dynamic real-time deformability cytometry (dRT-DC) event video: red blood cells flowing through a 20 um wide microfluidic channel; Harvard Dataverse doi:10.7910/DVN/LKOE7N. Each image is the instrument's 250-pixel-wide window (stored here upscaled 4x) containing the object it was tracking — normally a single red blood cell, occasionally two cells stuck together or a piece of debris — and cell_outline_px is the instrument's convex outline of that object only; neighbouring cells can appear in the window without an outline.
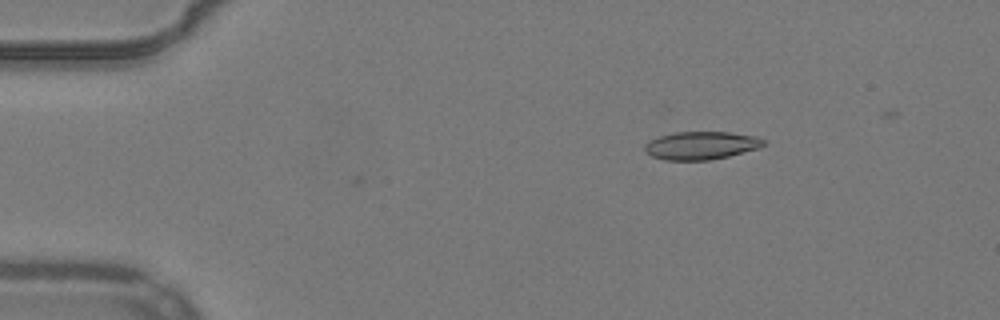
{"species": "common noctule bat (a hibernating species)", "species_latin": "Nyctalus noctula", "temperature_condition": "warm", "stored_images_in_passage": 46, "camera_frame_rate_fps": 3000, "um_per_image_px": 0.085, "animal": {"sex": "male", "body_mass_g": 19.2, "forearm_length_mm": 51.8}, "frame": {"image": 1, "passage_image": 2, "time_ms": 0.333, "image_size_px": [1000, 320], "cell_outline_px": [[764, 144], [760, 148], [728, 156], [708, 160], [664, 160], [652, 156], [644, 152], [644, 144], [648, 140], [660, 136], [676, 132], [728, 132], [756, 136], [764, 140]], "centroid_in_image_um": [59.56, 12.37], "position_along_channel_um": 25.4, "area_um2": 19.42}}
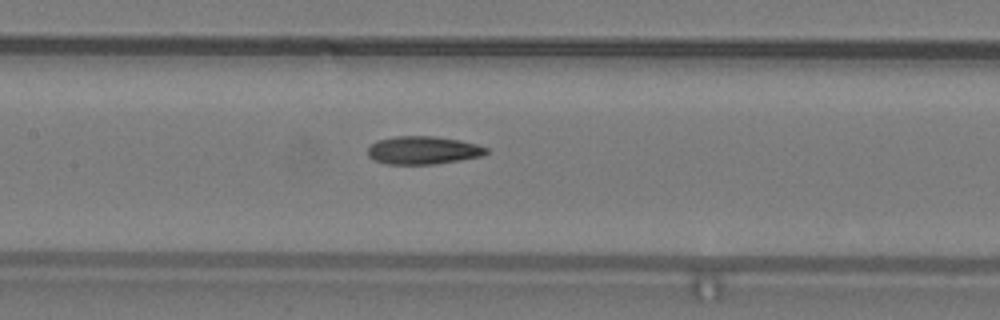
{"frame": {"image": 2, "passage_image": 19, "time_ms": 6.0, "image_size_px": [1000, 320], "cell_outline_px": [[488, 152], [480, 156], [460, 160], [432, 164], [388, 164], [376, 160], [368, 156], [368, 148], [376, 140], [396, 136], [432, 136], [460, 140], [476, 144], [488, 148]], "centroid_in_image_um": [35.95, 12.76], "position_along_channel_um": 171.4, "area_um2": 19.19}}
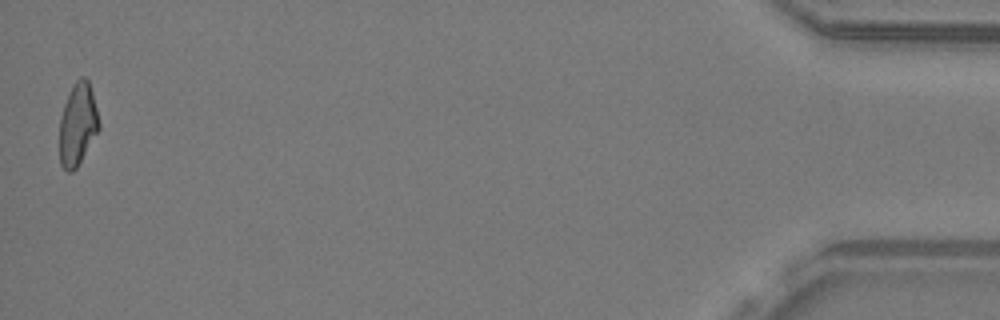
{"frame": {"image": 3, "passage_image": 46, "time_ms": 15.0, "image_size_px": [1000, 320], "cell_outline_px": [[100, 128], [76, 168], [72, 172], [68, 172], [60, 164], [60, 116], [68, 92], [72, 84], [80, 76], [84, 76], [88, 80], [92, 92], [100, 124]], "centroid_in_image_um": [6.6, 10.53], "position_along_channel_um": 428.6, "area_um2": 18.9}, "authors_computed_cell_mechanics": {"area_um2": 19.4786, "velocity_mm_per_s": 3.8969, "shape_relaxation_time_tau1_ms": null, "shape_relaxation_time_tau2_ms": 3.8498, "deformation_change_tau1": null, "deformation_change_tau2": 0.1228}}